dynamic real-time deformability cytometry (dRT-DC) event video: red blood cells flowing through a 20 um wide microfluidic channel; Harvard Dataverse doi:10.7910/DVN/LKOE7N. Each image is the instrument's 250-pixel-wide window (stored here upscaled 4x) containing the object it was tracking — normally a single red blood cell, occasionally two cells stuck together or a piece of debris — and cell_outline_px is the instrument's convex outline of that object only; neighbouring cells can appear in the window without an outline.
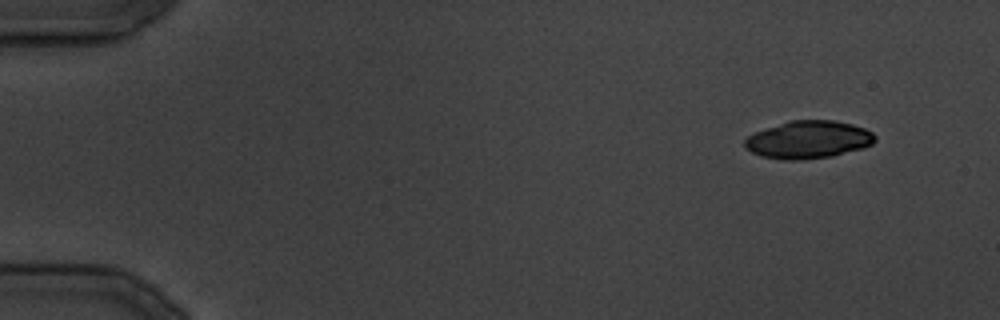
{"species": "common noctule bat (a hibernating species)", "species_latin": "Nyctalus noctula", "temperature_condition": "cold", "stored_images_in_passage": 15, "camera_frame_rate_fps": 3000, "um_per_image_px": 0.085, "animal": {"sex": "male", "body_mass_g": 19.5, "forearm_length_mm": 54.6}, "frame": {"image": 1, "passage_image": 1, "time_ms": 0.0, "image_size_px": [1000, 320], "cell_outline_px": [[876, 140], [872, 144], [864, 148], [832, 156], [800, 160], [784, 160], [760, 156], [744, 148], [744, 140], [748, 136], [756, 132], [792, 120], [836, 120], [852, 124], [864, 128], [872, 132], [876, 136]], "centroid_in_image_um": [68.73, 11.88], "position_along_channel_um": 16.3, "area_um2": 28.61}}